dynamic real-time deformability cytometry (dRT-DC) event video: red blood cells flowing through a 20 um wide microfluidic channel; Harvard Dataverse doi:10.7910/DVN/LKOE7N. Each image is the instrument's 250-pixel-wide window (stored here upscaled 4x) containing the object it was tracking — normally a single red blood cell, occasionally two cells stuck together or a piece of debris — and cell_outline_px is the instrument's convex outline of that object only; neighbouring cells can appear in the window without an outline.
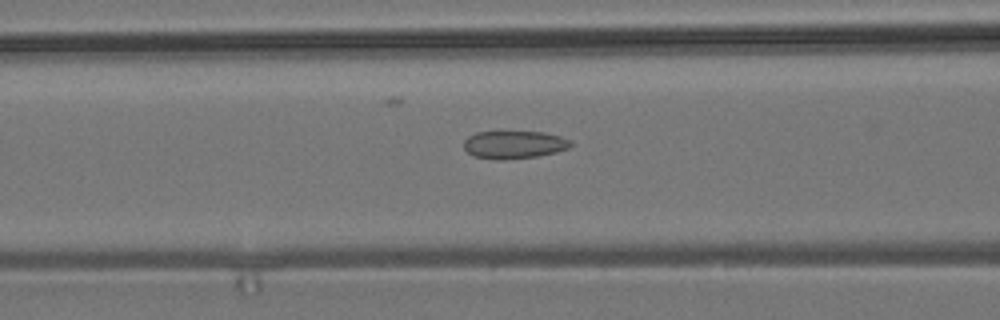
{"species": "common noctule bat (a hibernating species)", "species_latin": "Nyctalus noctula", "temperature_condition": "room temperature", "stored_images_in_passage": 45, "camera_frame_rate_fps": 3000, "um_per_image_px": 0.085, "animal": {"sex": "male", "body_mass_g": 19.2, "forearm_length_mm": 51.8}, "frame": {"image": 1, "passage_image": 12, "time_ms": 3.667, "image_size_px": [1000, 320], "cell_outline_px": [[572, 144], [568, 148], [556, 152], [536, 156], [500, 160], [496, 160], [472, 156], [464, 148], [464, 140], [468, 136], [476, 132], [544, 132], [560, 136], [572, 140]], "centroid_in_image_um": [43.68, 12.29], "position_along_channel_um": 122.9, "area_um2": 17.34}}
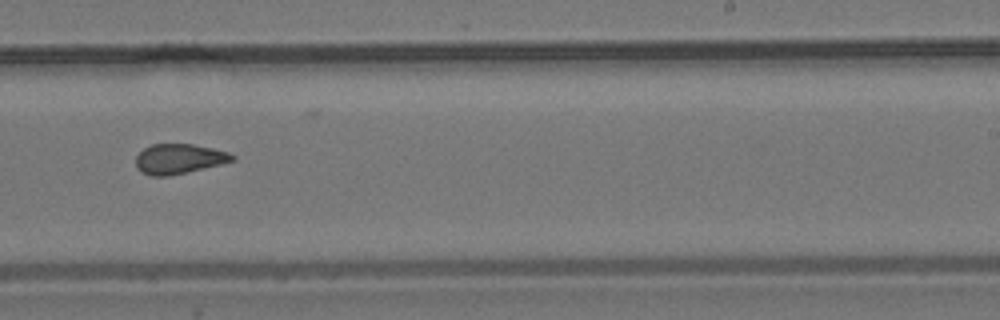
{"frame": {"image": 2, "passage_image": 24, "time_ms": 7.667, "image_size_px": [1000, 320], "cell_outline_px": [[236, 160], [220, 164], [168, 176], [152, 176], [140, 172], [136, 168], [136, 156], [144, 148], [152, 144], [192, 144], [212, 148], [228, 152], [236, 156]], "centroid_in_image_um": [15.2, 13.5], "position_along_channel_um": 273.8, "area_um2": 16.76}}
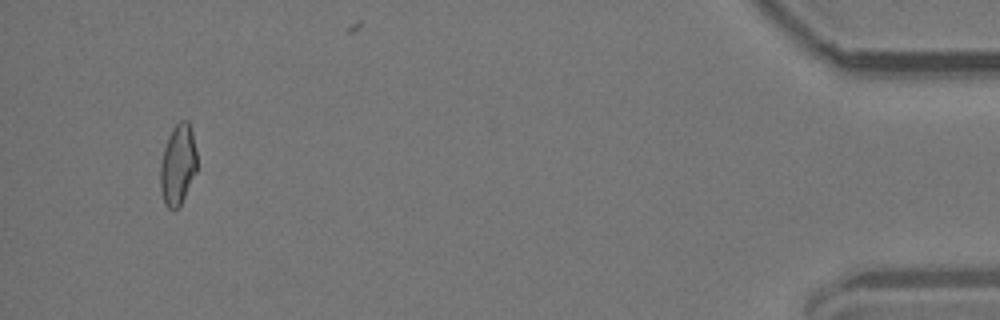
{"frame": {"image": 3, "passage_image": 42, "time_ms": 13.667, "image_size_px": [1000, 320], "cell_outline_px": [[196, 172], [180, 204], [172, 212], [164, 204], [160, 188], [160, 164], [164, 148], [168, 136], [172, 128], [180, 120], [188, 120], [192, 132], [196, 152]], "centroid_in_image_um": [15.1, 14.0], "position_along_channel_um": 420.1, "area_um2": 17.17}, "authors_computed_cell_mechanics": {"area_um2": 17.3978, "velocity_mm_per_s": 3.7749, "shape_relaxation_time_tau1_ms": null, "shape_relaxation_time_tau2_ms": 2.0587, "deformation_change_tau1": null, "deformation_change_tau2": 0.0957}}